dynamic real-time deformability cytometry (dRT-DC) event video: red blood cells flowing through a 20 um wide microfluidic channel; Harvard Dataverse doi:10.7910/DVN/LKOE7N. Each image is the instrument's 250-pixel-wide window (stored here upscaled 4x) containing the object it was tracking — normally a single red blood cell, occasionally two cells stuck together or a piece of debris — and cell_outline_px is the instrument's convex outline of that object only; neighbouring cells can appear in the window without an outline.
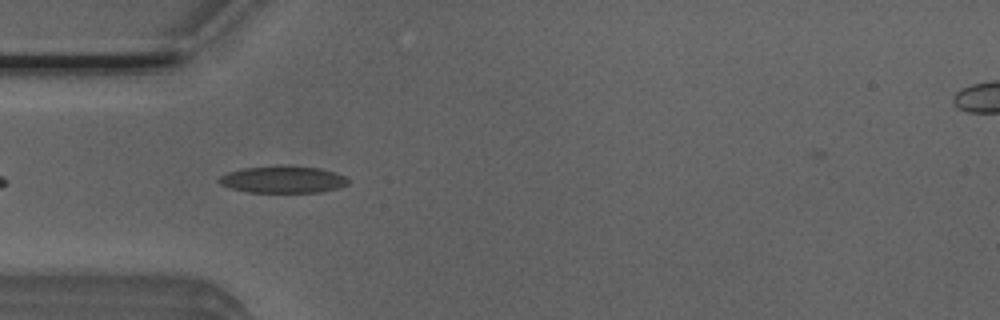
{"species": "Egyptian fruit bat (a non-hibernating species)", "species_latin": "Rousettus aegyptiacus", "temperature_condition": "room temperature", "stored_images_in_passage": 39, "camera_frame_rate_fps": 3000, "um_per_image_px": 0.085, "animal": {"sex": "male"}, "frame": {"image": 1, "passage_image": 3, "time_ms": 0.667, "image_size_px": [1000, 320], "cell_outline_px": [[348, 184], [340, 188], [320, 192], [248, 192], [232, 188], [220, 184], [216, 180], [220, 176], [228, 172], [244, 168], [320, 168], [344, 176], [348, 180]], "centroid_in_image_um": [24.04, 15.3], "position_along_channel_um": 61.0, "area_um2": 19.36}}
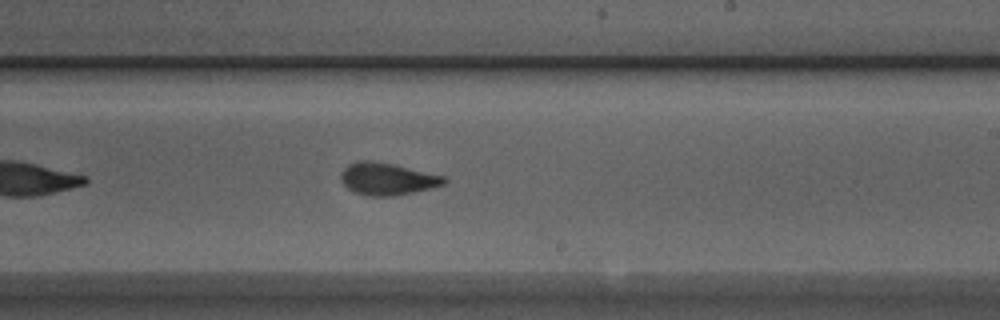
{"frame": {"image": 2, "passage_image": 18, "time_ms": 5.667, "image_size_px": [1000, 320], "cell_outline_px": [[448, 180], [444, 184], [396, 196], [368, 196], [356, 192], [348, 188], [344, 184], [340, 176], [340, 172], [348, 164], [356, 160], [368, 160], [392, 164], [444, 176]], "centroid_in_image_um": [32.88, 15.2], "position_along_channel_um": 256.1, "area_um2": 19.13}}
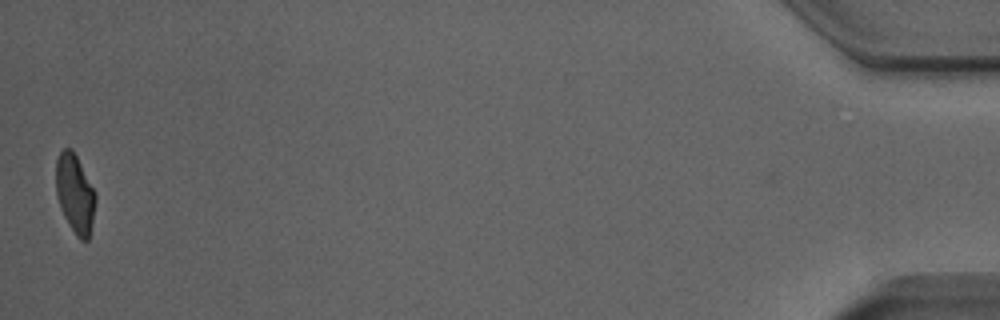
{"frame": {"image": 3, "passage_image": 39, "time_ms": 12.667, "image_size_px": [1000, 320], "cell_outline_px": [[96, 200], [92, 224], [88, 240], [80, 240], [76, 236], [68, 224], [60, 208], [56, 196], [56, 160], [60, 152], [64, 148], [72, 148], [96, 192]], "centroid_in_image_um": [6.37, 16.47], "position_along_channel_um": 428.8, "area_um2": 18.32}, "authors_computed_cell_mechanics": {"area_um2": 19.1896, "velocity_mm_per_s": 3.9205, "shape_relaxation_time_tau1_ms": 4.1379, "shape_relaxation_time_tau2_ms": 1.3833, "deformation_change_tau1": 0.14, "deformation_change_tau2": 0.079}}